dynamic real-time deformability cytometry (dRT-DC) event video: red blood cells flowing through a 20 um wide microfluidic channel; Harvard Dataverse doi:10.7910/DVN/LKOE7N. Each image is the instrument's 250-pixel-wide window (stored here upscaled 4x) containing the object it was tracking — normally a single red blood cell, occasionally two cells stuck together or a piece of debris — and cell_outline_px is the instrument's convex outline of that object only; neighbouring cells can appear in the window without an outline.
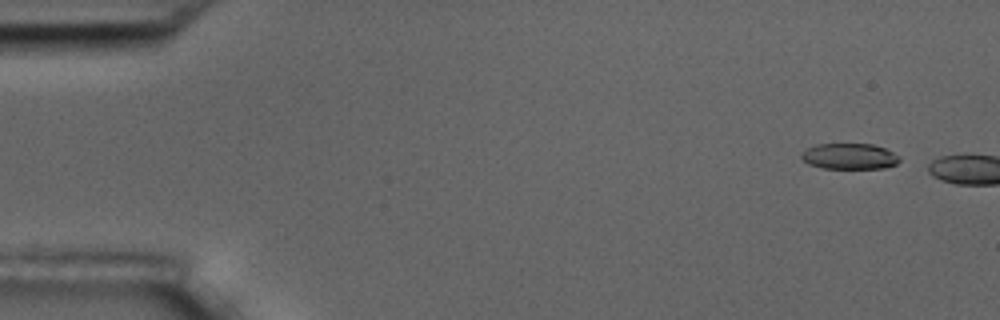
{"species": "common noctule bat (a hibernating species)", "species_latin": "Nyctalus noctula", "temperature_condition": "room temperature", "stored_images_in_passage": 3, "camera_frame_rate_fps": 3000, "um_per_image_px": 0.085, "animal": {"sex": "male", "body_mass_g": 17.5, "forearm_length_mm": 52.3}, "frame": {"image": 1, "passage_image": 2, "time_ms": 1.0, "image_size_px": [1000, 320], "cell_outline_px": [[900, 160], [896, 164], [884, 168], [820, 168], [808, 164], [800, 156], [800, 152], [816, 144], [872, 144], [884, 148], [900, 156]], "centroid_in_image_um": [72.18, 13.29], "position_along_channel_um": 12.8, "area_um2": 14.8}}